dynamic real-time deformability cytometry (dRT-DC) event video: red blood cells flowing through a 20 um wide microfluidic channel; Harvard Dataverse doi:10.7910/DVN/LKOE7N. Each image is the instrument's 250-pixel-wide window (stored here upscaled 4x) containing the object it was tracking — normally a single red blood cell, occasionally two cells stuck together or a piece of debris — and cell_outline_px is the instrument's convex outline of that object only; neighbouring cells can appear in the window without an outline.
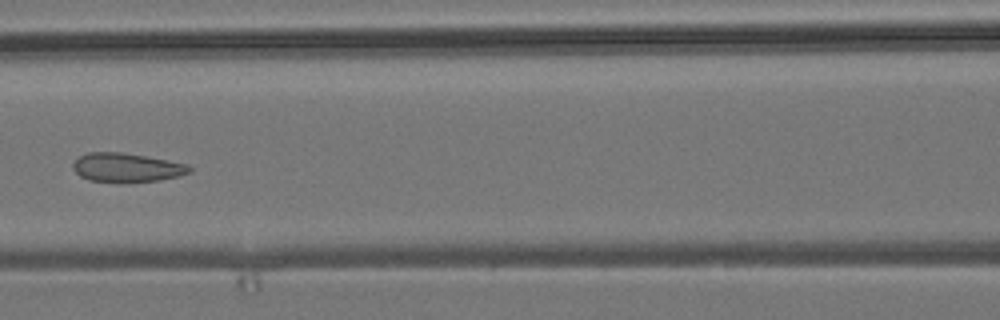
{"species": "common noctule bat (a hibernating species)", "species_latin": "Nyctalus noctula", "temperature_condition": "room temperature", "stored_images_in_passage": 6, "camera_frame_rate_fps": 3000, "um_per_image_px": 0.085, "animal": {"sex": "male", "body_mass_g": 19.2, "forearm_length_mm": 51.8}, "frame": {"image": 1, "passage_image": 6, "time_ms": 6.667, "image_size_px": [1000, 320], "cell_outline_px": [[192, 172], [180, 176], [160, 180], [128, 184], [116, 184], [88, 180], [80, 176], [72, 168], [72, 164], [80, 156], [88, 152], [120, 152], [144, 156], [188, 164], [192, 168]], "centroid_in_image_um": [10.77, 14.28], "position_along_channel_um": 155.8, "area_um2": 20.23}}